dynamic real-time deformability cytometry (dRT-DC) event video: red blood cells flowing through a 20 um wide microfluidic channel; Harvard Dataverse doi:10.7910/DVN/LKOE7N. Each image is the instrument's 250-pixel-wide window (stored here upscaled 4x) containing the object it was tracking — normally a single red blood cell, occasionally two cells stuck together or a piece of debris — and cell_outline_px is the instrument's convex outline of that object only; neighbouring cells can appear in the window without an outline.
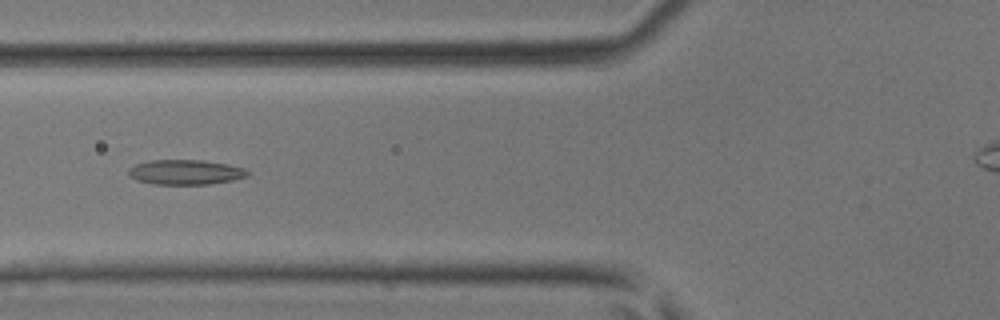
{"species": "common noctule bat (a hibernating species)", "species_latin": "Nyctalus noctula", "temperature_condition": "room temperature", "stored_images_in_passage": 38, "camera_frame_rate_fps": 3000, "um_per_image_px": 0.085, "animal": {"sex": "male", "body_mass_g": 17.9, "forearm_length_mm": 54.2}, "frame": {"image": 1, "passage_image": 13, "time_ms": 4.0, "image_size_px": [1000, 320], "cell_outline_px": [[248, 176], [232, 180], [208, 184], [156, 184], [136, 180], [128, 176], [128, 168], [136, 164], [152, 160], [204, 160], [228, 164], [244, 168], [248, 172]], "centroid_in_image_um": [15.74, 14.63], "position_along_channel_um": 110.1, "area_um2": 17.22}}
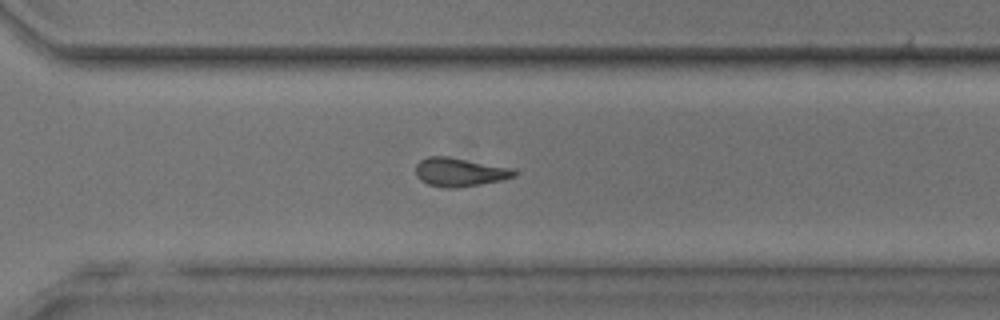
{"frame": {"image": 2, "passage_image": 28, "time_ms": 9.0, "image_size_px": [1000, 320], "cell_outline_px": [[516, 176], [500, 180], [460, 188], [444, 188], [428, 184], [420, 180], [416, 176], [416, 164], [420, 160], [428, 156], [448, 156], [512, 168], [516, 172]], "centroid_in_image_um": [39.04, 14.63], "position_along_channel_um": 331.6, "area_um2": 16.47}}
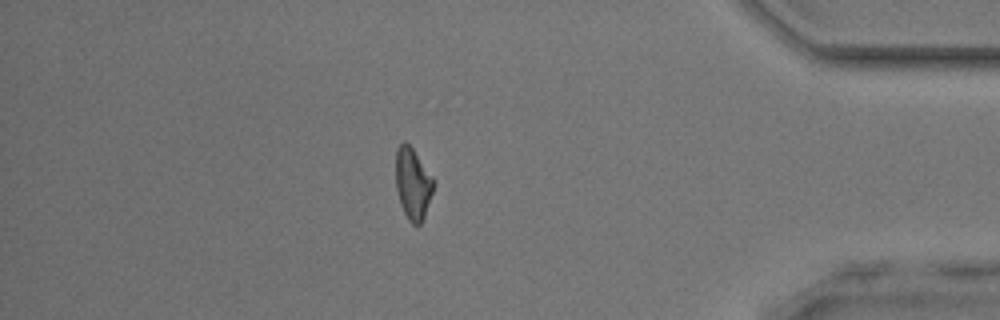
{"frame": {"image": 3, "passage_image": 35, "time_ms": 11.333, "image_size_px": [1000, 320], "cell_outline_px": [[432, 192], [424, 216], [420, 224], [412, 224], [408, 220], [400, 204], [396, 188], [396, 148], [404, 140], [412, 148], [432, 176]], "centroid_in_image_um": [35.05, 15.6], "position_along_channel_um": 400.1, "area_um2": 15.37}}